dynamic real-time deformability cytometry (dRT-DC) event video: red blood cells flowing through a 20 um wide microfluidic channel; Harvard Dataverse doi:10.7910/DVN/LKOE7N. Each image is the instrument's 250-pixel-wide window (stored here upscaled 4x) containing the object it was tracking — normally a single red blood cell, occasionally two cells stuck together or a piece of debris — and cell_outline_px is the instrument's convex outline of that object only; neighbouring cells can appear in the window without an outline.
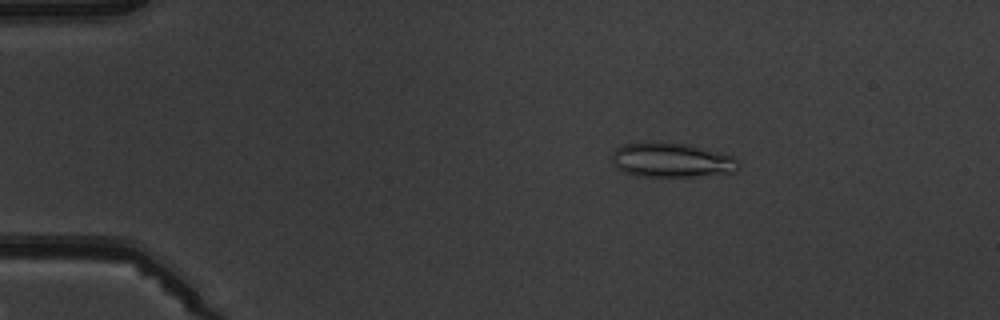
{"species": "common noctule bat (a hibernating species)", "species_latin": "Nyctalus noctula", "temperature_condition": "warm", "stored_images_in_passage": 4, "camera_frame_rate_fps": 3000, "um_per_image_px": 0.085, "animal": {"sex": "male", "body_mass_g": 19.5, "forearm_length_mm": 54.6}, "frame": {"image": 1, "passage_image": 4, "time_ms": 3.667, "image_size_px": [1000, 320], "cell_outline_px": [[740, 168], [736, 172], [696, 176], [636, 176], [624, 172], [616, 168], [612, 164], [612, 152], [616, 148], [624, 144], [644, 140], [652, 140], [688, 144], [720, 152], [732, 156], [740, 164]], "centroid_in_image_um": [57.04, 13.58], "position_along_channel_um": 28.0, "area_um2": 26.07}}